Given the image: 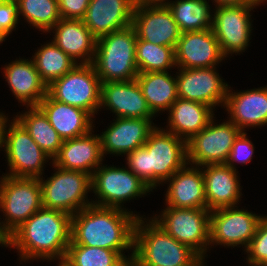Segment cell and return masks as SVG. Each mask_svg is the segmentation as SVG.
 Masks as SVG:
<instances>
[{
  "instance_id": "6da1fadb",
  "label": "cell",
  "mask_w": 267,
  "mask_h": 266,
  "mask_svg": "<svg viewBox=\"0 0 267 266\" xmlns=\"http://www.w3.org/2000/svg\"><path fill=\"white\" fill-rule=\"evenodd\" d=\"M138 217L126 208L123 210L91 204L72 215L71 241L76 245L114 251L131 250Z\"/></svg>"
},
{
  "instance_id": "7a4b0ae2",
  "label": "cell",
  "mask_w": 267,
  "mask_h": 266,
  "mask_svg": "<svg viewBox=\"0 0 267 266\" xmlns=\"http://www.w3.org/2000/svg\"><path fill=\"white\" fill-rule=\"evenodd\" d=\"M71 218L66 212L41 207L11 234V247L19 250L23 261L65 258L71 242Z\"/></svg>"
},
{
  "instance_id": "3957f363",
  "label": "cell",
  "mask_w": 267,
  "mask_h": 266,
  "mask_svg": "<svg viewBox=\"0 0 267 266\" xmlns=\"http://www.w3.org/2000/svg\"><path fill=\"white\" fill-rule=\"evenodd\" d=\"M126 157L128 169L153 190L187 165L186 141L156 127L146 143Z\"/></svg>"
},
{
  "instance_id": "277c9868",
  "label": "cell",
  "mask_w": 267,
  "mask_h": 266,
  "mask_svg": "<svg viewBox=\"0 0 267 266\" xmlns=\"http://www.w3.org/2000/svg\"><path fill=\"white\" fill-rule=\"evenodd\" d=\"M138 217L134 226L133 266H204V259L169 235L153 219Z\"/></svg>"
},
{
  "instance_id": "5b68a950",
  "label": "cell",
  "mask_w": 267,
  "mask_h": 266,
  "mask_svg": "<svg viewBox=\"0 0 267 266\" xmlns=\"http://www.w3.org/2000/svg\"><path fill=\"white\" fill-rule=\"evenodd\" d=\"M137 36L132 26L111 32L96 40L92 65L101 83L132 81L138 75Z\"/></svg>"
},
{
  "instance_id": "8992f818",
  "label": "cell",
  "mask_w": 267,
  "mask_h": 266,
  "mask_svg": "<svg viewBox=\"0 0 267 266\" xmlns=\"http://www.w3.org/2000/svg\"><path fill=\"white\" fill-rule=\"evenodd\" d=\"M56 168L47 180L39 178L42 207L66 212L71 216L91 205L87 194L91 189V175L77 170Z\"/></svg>"
},
{
  "instance_id": "52a82bcc",
  "label": "cell",
  "mask_w": 267,
  "mask_h": 266,
  "mask_svg": "<svg viewBox=\"0 0 267 266\" xmlns=\"http://www.w3.org/2000/svg\"><path fill=\"white\" fill-rule=\"evenodd\" d=\"M47 93L56 101L89 112L101 109V81L92 64H77L61 78L54 80Z\"/></svg>"
},
{
  "instance_id": "ba28073f",
  "label": "cell",
  "mask_w": 267,
  "mask_h": 266,
  "mask_svg": "<svg viewBox=\"0 0 267 266\" xmlns=\"http://www.w3.org/2000/svg\"><path fill=\"white\" fill-rule=\"evenodd\" d=\"M157 216L152 219L169 235L189 246L201 258L206 257L207 246H210V210L167 206Z\"/></svg>"
},
{
  "instance_id": "9c48e42d",
  "label": "cell",
  "mask_w": 267,
  "mask_h": 266,
  "mask_svg": "<svg viewBox=\"0 0 267 266\" xmlns=\"http://www.w3.org/2000/svg\"><path fill=\"white\" fill-rule=\"evenodd\" d=\"M0 179V210L5 228L12 234L42 207L39 178L2 175Z\"/></svg>"
},
{
  "instance_id": "30bf717a",
  "label": "cell",
  "mask_w": 267,
  "mask_h": 266,
  "mask_svg": "<svg viewBox=\"0 0 267 266\" xmlns=\"http://www.w3.org/2000/svg\"><path fill=\"white\" fill-rule=\"evenodd\" d=\"M91 176V189L98 196L92 204L122 209L125 201L142 197L152 189L140 177L127 168L102 166Z\"/></svg>"
},
{
  "instance_id": "8fae6325",
  "label": "cell",
  "mask_w": 267,
  "mask_h": 266,
  "mask_svg": "<svg viewBox=\"0 0 267 266\" xmlns=\"http://www.w3.org/2000/svg\"><path fill=\"white\" fill-rule=\"evenodd\" d=\"M7 124L0 148L6 152V160L13 177L40 178L44 163L52 159L32 139L26 129L15 119Z\"/></svg>"
},
{
  "instance_id": "7c38bea8",
  "label": "cell",
  "mask_w": 267,
  "mask_h": 266,
  "mask_svg": "<svg viewBox=\"0 0 267 266\" xmlns=\"http://www.w3.org/2000/svg\"><path fill=\"white\" fill-rule=\"evenodd\" d=\"M213 120L186 141L188 165L200 167L228 161L234 141L242 131L229 120L221 124H215Z\"/></svg>"
},
{
  "instance_id": "4fadbf2b",
  "label": "cell",
  "mask_w": 267,
  "mask_h": 266,
  "mask_svg": "<svg viewBox=\"0 0 267 266\" xmlns=\"http://www.w3.org/2000/svg\"><path fill=\"white\" fill-rule=\"evenodd\" d=\"M258 5L215 6L211 29L224 57L246 50L251 35L250 11Z\"/></svg>"
},
{
  "instance_id": "5bb4252c",
  "label": "cell",
  "mask_w": 267,
  "mask_h": 266,
  "mask_svg": "<svg viewBox=\"0 0 267 266\" xmlns=\"http://www.w3.org/2000/svg\"><path fill=\"white\" fill-rule=\"evenodd\" d=\"M263 218L235 206L210 211L209 244L233 248L242 245L246 250Z\"/></svg>"
},
{
  "instance_id": "9a60e30c",
  "label": "cell",
  "mask_w": 267,
  "mask_h": 266,
  "mask_svg": "<svg viewBox=\"0 0 267 266\" xmlns=\"http://www.w3.org/2000/svg\"><path fill=\"white\" fill-rule=\"evenodd\" d=\"M131 26L139 39L174 49L181 36L178 24L165 3L137 4Z\"/></svg>"
},
{
  "instance_id": "2e32d148",
  "label": "cell",
  "mask_w": 267,
  "mask_h": 266,
  "mask_svg": "<svg viewBox=\"0 0 267 266\" xmlns=\"http://www.w3.org/2000/svg\"><path fill=\"white\" fill-rule=\"evenodd\" d=\"M176 77L178 98L203 103L212 109L224 106L228 84L223 82L216 67L178 68Z\"/></svg>"
},
{
  "instance_id": "e0dca14e",
  "label": "cell",
  "mask_w": 267,
  "mask_h": 266,
  "mask_svg": "<svg viewBox=\"0 0 267 266\" xmlns=\"http://www.w3.org/2000/svg\"><path fill=\"white\" fill-rule=\"evenodd\" d=\"M224 59L212 29L181 33L175 48L177 68L215 67Z\"/></svg>"
},
{
  "instance_id": "ac0fdd59",
  "label": "cell",
  "mask_w": 267,
  "mask_h": 266,
  "mask_svg": "<svg viewBox=\"0 0 267 266\" xmlns=\"http://www.w3.org/2000/svg\"><path fill=\"white\" fill-rule=\"evenodd\" d=\"M101 108L108 107L117 118H144L155 114L149 108L136 79L101 83ZM103 106V107H102Z\"/></svg>"
},
{
  "instance_id": "d6986e66",
  "label": "cell",
  "mask_w": 267,
  "mask_h": 266,
  "mask_svg": "<svg viewBox=\"0 0 267 266\" xmlns=\"http://www.w3.org/2000/svg\"><path fill=\"white\" fill-rule=\"evenodd\" d=\"M135 6L133 0H90L82 21L98 39L131 26Z\"/></svg>"
},
{
  "instance_id": "ffe728a7",
  "label": "cell",
  "mask_w": 267,
  "mask_h": 266,
  "mask_svg": "<svg viewBox=\"0 0 267 266\" xmlns=\"http://www.w3.org/2000/svg\"><path fill=\"white\" fill-rule=\"evenodd\" d=\"M155 128L149 119L116 117L115 122L100 134L103 156L129 154L143 146Z\"/></svg>"
},
{
  "instance_id": "44dd1931",
  "label": "cell",
  "mask_w": 267,
  "mask_h": 266,
  "mask_svg": "<svg viewBox=\"0 0 267 266\" xmlns=\"http://www.w3.org/2000/svg\"><path fill=\"white\" fill-rule=\"evenodd\" d=\"M92 132L91 130L83 136L63 141L52 164L67 170L83 171L92 176L105 157L102 154L100 135Z\"/></svg>"
},
{
  "instance_id": "7402d4cb",
  "label": "cell",
  "mask_w": 267,
  "mask_h": 266,
  "mask_svg": "<svg viewBox=\"0 0 267 266\" xmlns=\"http://www.w3.org/2000/svg\"><path fill=\"white\" fill-rule=\"evenodd\" d=\"M203 169L207 209L210 211L236 206L242 193L236 170L227 164H209ZM205 168V169H204Z\"/></svg>"
},
{
  "instance_id": "603a6c76",
  "label": "cell",
  "mask_w": 267,
  "mask_h": 266,
  "mask_svg": "<svg viewBox=\"0 0 267 266\" xmlns=\"http://www.w3.org/2000/svg\"><path fill=\"white\" fill-rule=\"evenodd\" d=\"M228 87L224 107L242 132L245 128L267 125V86L243 92H232Z\"/></svg>"
},
{
  "instance_id": "cb8c5ba5",
  "label": "cell",
  "mask_w": 267,
  "mask_h": 266,
  "mask_svg": "<svg viewBox=\"0 0 267 266\" xmlns=\"http://www.w3.org/2000/svg\"><path fill=\"white\" fill-rule=\"evenodd\" d=\"M37 107L45 114L63 141L83 136L95 127L92 126L93 116L89 112L58 102L48 93Z\"/></svg>"
},
{
  "instance_id": "d4e9b609",
  "label": "cell",
  "mask_w": 267,
  "mask_h": 266,
  "mask_svg": "<svg viewBox=\"0 0 267 266\" xmlns=\"http://www.w3.org/2000/svg\"><path fill=\"white\" fill-rule=\"evenodd\" d=\"M54 29L52 40L64 53L78 64H92L96 50V38L81 19L61 18Z\"/></svg>"
},
{
  "instance_id": "484cf974",
  "label": "cell",
  "mask_w": 267,
  "mask_h": 266,
  "mask_svg": "<svg viewBox=\"0 0 267 266\" xmlns=\"http://www.w3.org/2000/svg\"><path fill=\"white\" fill-rule=\"evenodd\" d=\"M185 165L166 182V205L174 208H207L202 168ZM200 170V171H199Z\"/></svg>"
},
{
  "instance_id": "4316f807",
  "label": "cell",
  "mask_w": 267,
  "mask_h": 266,
  "mask_svg": "<svg viewBox=\"0 0 267 266\" xmlns=\"http://www.w3.org/2000/svg\"><path fill=\"white\" fill-rule=\"evenodd\" d=\"M4 78L20 103L37 106L47 94V85L41 80L33 60L20 59L4 67Z\"/></svg>"
},
{
  "instance_id": "83f0119b",
  "label": "cell",
  "mask_w": 267,
  "mask_h": 266,
  "mask_svg": "<svg viewBox=\"0 0 267 266\" xmlns=\"http://www.w3.org/2000/svg\"><path fill=\"white\" fill-rule=\"evenodd\" d=\"M167 132L188 141L214 118L213 109L203 103L178 98L168 110Z\"/></svg>"
},
{
  "instance_id": "f1b7e54d",
  "label": "cell",
  "mask_w": 267,
  "mask_h": 266,
  "mask_svg": "<svg viewBox=\"0 0 267 266\" xmlns=\"http://www.w3.org/2000/svg\"><path fill=\"white\" fill-rule=\"evenodd\" d=\"M136 80L154 114L169 110L178 99L176 78L168 71L138 73Z\"/></svg>"
},
{
  "instance_id": "f546056e",
  "label": "cell",
  "mask_w": 267,
  "mask_h": 266,
  "mask_svg": "<svg viewBox=\"0 0 267 266\" xmlns=\"http://www.w3.org/2000/svg\"><path fill=\"white\" fill-rule=\"evenodd\" d=\"M15 119L53 160L59 153L63 140L52 127L45 114L37 106H32L24 114L16 115Z\"/></svg>"
},
{
  "instance_id": "4dcf8cb0",
  "label": "cell",
  "mask_w": 267,
  "mask_h": 266,
  "mask_svg": "<svg viewBox=\"0 0 267 266\" xmlns=\"http://www.w3.org/2000/svg\"><path fill=\"white\" fill-rule=\"evenodd\" d=\"M179 30L183 32L211 29L213 14L207 0L165 1Z\"/></svg>"
},
{
  "instance_id": "1f68e13d",
  "label": "cell",
  "mask_w": 267,
  "mask_h": 266,
  "mask_svg": "<svg viewBox=\"0 0 267 266\" xmlns=\"http://www.w3.org/2000/svg\"><path fill=\"white\" fill-rule=\"evenodd\" d=\"M33 62L41 80L47 87L69 72L77 63L64 53L53 41L41 45L35 52Z\"/></svg>"
},
{
  "instance_id": "d6a6232c",
  "label": "cell",
  "mask_w": 267,
  "mask_h": 266,
  "mask_svg": "<svg viewBox=\"0 0 267 266\" xmlns=\"http://www.w3.org/2000/svg\"><path fill=\"white\" fill-rule=\"evenodd\" d=\"M132 258L133 252L127 258L123 251L76 245L72 241L65 256L73 266H129Z\"/></svg>"
},
{
  "instance_id": "836d02e7",
  "label": "cell",
  "mask_w": 267,
  "mask_h": 266,
  "mask_svg": "<svg viewBox=\"0 0 267 266\" xmlns=\"http://www.w3.org/2000/svg\"><path fill=\"white\" fill-rule=\"evenodd\" d=\"M136 64L139 73L171 70L175 63V49L154 43L136 40Z\"/></svg>"
},
{
  "instance_id": "e575fe53",
  "label": "cell",
  "mask_w": 267,
  "mask_h": 266,
  "mask_svg": "<svg viewBox=\"0 0 267 266\" xmlns=\"http://www.w3.org/2000/svg\"><path fill=\"white\" fill-rule=\"evenodd\" d=\"M19 15L39 31L48 32L60 19L58 0H15Z\"/></svg>"
},
{
  "instance_id": "d590c367",
  "label": "cell",
  "mask_w": 267,
  "mask_h": 266,
  "mask_svg": "<svg viewBox=\"0 0 267 266\" xmlns=\"http://www.w3.org/2000/svg\"><path fill=\"white\" fill-rule=\"evenodd\" d=\"M245 251L248 254L247 263L251 266H264L267 263V221L264 218Z\"/></svg>"
},
{
  "instance_id": "8d00e7d4",
  "label": "cell",
  "mask_w": 267,
  "mask_h": 266,
  "mask_svg": "<svg viewBox=\"0 0 267 266\" xmlns=\"http://www.w3.org/2000/svg\"><path fill=\"white\" fill-rule=\"evenodd\" d=\"M19 16L15 0H0V43L16 28Z\"/></svg>"
},
{
  "instance_id": "74e56055",
  "label": "cell",
  "mask_w": 267,
  "mask_h": 266,
  "mask_svg": "<svg viewBox=\"0 0 267 266\" xmlns=\"http://www.w3.org/2000/svg\"><path fill=\"white\" fill-rule=\"evenodd\" d=\"M247 133L241 132L235 139L230 151V155L226 164L234 170V162H239L241 164H247L251 161L254 154V145L251 140L247 139Z\"/></svg>"
},
{
  "instance_id": "f35d334b",
  "label": "cell",
  "mask_w": 267,
  "mask_h": 266,
  "mask_svg": "<svg viewBox=\"0 0 267 266\" xmlns=\"http://www.w3.org/2000/svg\"><path fill=\"white\" fill-rule=\"evenodd\" d=\"M90 0H58L61 18L83 19Z\"/></svg>"
},
{
  "instance_id": "ab89813d",
  "label": "cell",
  "mask_w": 267,
  "mask_h": 266,
  "mask_svg": "<svg viewBox=\"0 0 267 266\" xmlns=\"http://www.w3.org/2000/svg\"><path fill=\"white\" fill-rule=\"evenodd\" d=\"M215 1V2H214ZM267 0H213L216 6L219 5H260Z\"/></svg>"
},
{
  "instance_id": "60d3db41",
  "label": "cell",
  "mask_w": 267,
  "mask_h": 266,
  "mask_svg": "<svg viewBox=\"0 0 267 266\" xmlns=\"http://www.w3.org/2000/svg\"><path fill=\"white\" fill-rule=\"evenodd\" d=\"M0 245L11 247V233L5 228L3 222H0Z\"/></svg>"
},
{
  "instance_id": "b9f144b4",
  "label": "cell",
  "mask_w": 267,
  "mask_h": 266,
  "mask_svg": "<svg viewBox=\"0 0 267 266\" xmlns=\"http://www.w3.org/2000/svg\"><path fill=\"white\" fill-rule=\"evenodd\" d=\"M8 118L4 115V113H1L0 112V147H1V144H2V140H3V135H4V132H5V127H6V124H7V120Z\"/></svg>"
},
{
  "instance_id": "7bdbcfd3",
  "label": "cell",
  "mask_w": 267,
  "mask_h": 266,
  "mask_svg": "<svg viewBox=\"0 0 267 266\" xmlns=\"http://www.w3.org/2000/svg\"><path fill=\"white\" fill-rule=\"evenodd\" d=\"M166 0H133V2L137 4L142 3H164Z\"/></svg>"
},
{
  "instance_id": "ee69618b",
  "label": "cell",
  "mask_w": 267,
  "mask_h": 266,
  "mask_svg": "<svg viewBox=\"0 0 267 266\" xmlns=\"http://www.w3.org/2000/svg\"><path fill=\"white\" fill-rule=\"evenodd\" d=\"M58 266H73L67 259L65 258H61V259H58Z\"/></svg>"
}]
</instances>
